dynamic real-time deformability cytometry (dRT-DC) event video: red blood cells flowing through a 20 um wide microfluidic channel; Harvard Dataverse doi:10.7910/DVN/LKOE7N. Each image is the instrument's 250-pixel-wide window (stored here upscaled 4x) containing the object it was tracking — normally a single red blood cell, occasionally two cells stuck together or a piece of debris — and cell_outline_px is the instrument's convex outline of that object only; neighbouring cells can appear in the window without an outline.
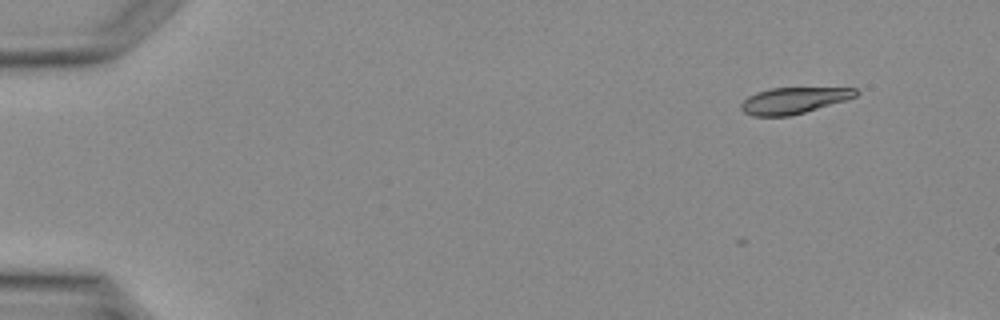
{"species": "Egyptian fruit bat (a non-hibernating species)", "species_latin": "Rousettus aegyptiacus", "temperature_condition": "warm", "stored_images_in_passage": 5, "camera_frame_rate_fps": 3000, "um_per_image_px": 0.085, "animal": {"sex": "female"}, "frame": {"image": 1, "passage_image": 1, "time_ms": 0.0, "image_size_px": [1000, 320], "cell_outline_px": [[860, 92], [856, 96], [848, 100], [804, 112], [788, 116], [752, 116], [744, 112], [740, 108], [740, 104], [748, 96], [756, 92], [772, 88], [856, 88]], "centroid_in_image_um": [67.47, 8.54], "position_along_channel_um": 17.5, "area_um2": 17.57}}